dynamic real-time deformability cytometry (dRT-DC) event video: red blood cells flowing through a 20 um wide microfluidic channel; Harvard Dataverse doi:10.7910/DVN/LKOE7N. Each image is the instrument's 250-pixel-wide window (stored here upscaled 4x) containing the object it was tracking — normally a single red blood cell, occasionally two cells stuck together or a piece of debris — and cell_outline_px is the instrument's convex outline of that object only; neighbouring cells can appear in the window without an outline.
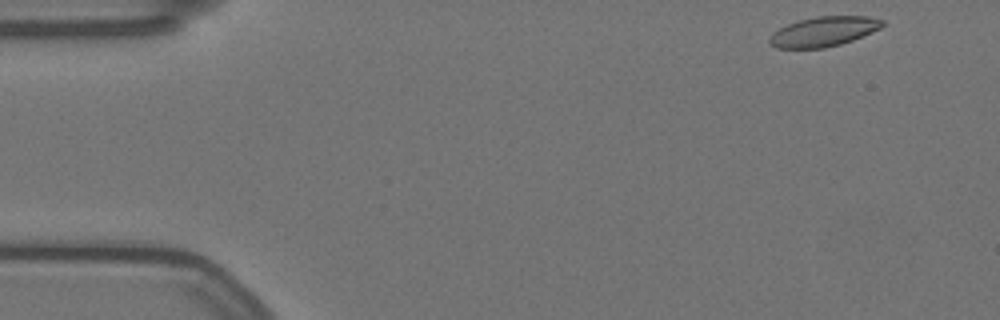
{"species": "Egyptian fruit bat (a non-hibernating species)", "species_latin": "Rousettus aegyptiacus", "temperature_condition": "warm", "stored_images_in_passage": 17, "camera_frame_rate_fps": 3000, "um_per_image_px": 0.085, "animal": {"sex": "female"}, "frame": {"image": 1, "passage_image": 1, "time_ms": 0.0, "image_size_px": [1000, 320], "cell_outline_px": [[884, 24], [880, 28], [872, 32], [852, 40], [840, 44], [824, 48], [776, 48], [768, 44], [768, 36], [772, 32], [788, 24], [800, 20], [816, 16], [868, 16], [884, 20]], "centroid_in_image_um": [69.97, 2.68], "position_along_channel_um": 15.0, "area_um2": 19.65}}
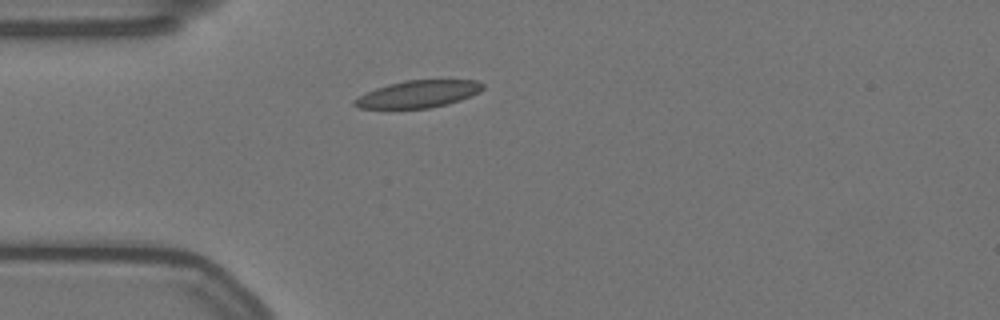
{"frame": {"image": 2, "passage_image": 12, "time_ms": 3.667, "image_size_px": [1000, 320], "cell_outline_px": [[484, 88], [480, 92], [472, 96], [448, 104], [428, 108], [360, 108], [352, 104], [352, 100], [376, 88], [388, 84], [404, 80], [476, 80], [484, 84]], "centroid_in_image_um": [35.58, 7.99], "position_along_channel_um": 49.4, "area_um2": 20.29}}
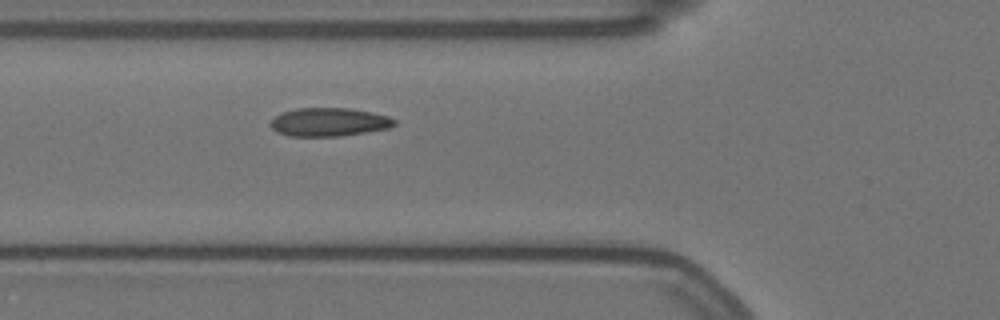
{"frame": {"image": 3, "passage_image": 17, "time_ms": 5.333, "image_size_px": [1000, 320], "cell_outline_px": [[396, 124], [388, 128], [340, 136], [288, 136], [276, 132], [268, 124], [276, 116], [284, 112], [296, 108], [352, 108], [372, 112], [388, 116], [396, 120]], "centroid_in_image_um": [27.96, 10.37], "position_along_channel_um": 97.8, "area_um2": 20.52}}